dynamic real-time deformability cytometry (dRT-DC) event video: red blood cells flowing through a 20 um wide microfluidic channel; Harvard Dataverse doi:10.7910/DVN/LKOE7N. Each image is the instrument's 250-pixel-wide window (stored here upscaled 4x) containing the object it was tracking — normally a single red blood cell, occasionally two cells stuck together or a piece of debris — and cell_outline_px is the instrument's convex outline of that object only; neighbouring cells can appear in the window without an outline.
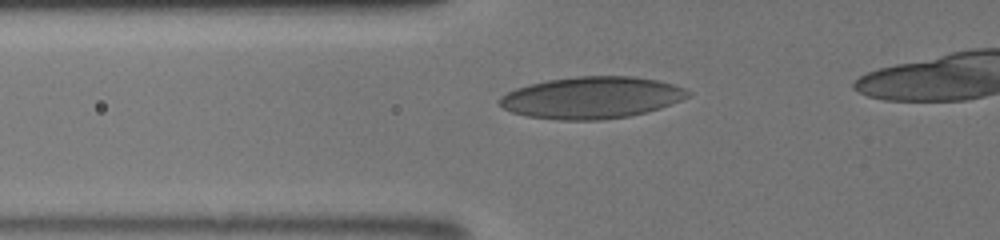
{"species": "human", "species_latin": "Homo sapiens", "temperature_condition": "room temperature", "stored_images_in_passage": 17, "segment_of_instrument_passage": [1, 2], "camera_frame_rate_fps": 3000, "um_per_image_px": 0.085, "donor": {"sex": "male"}, "frame": {"image": 1, "passage_image": 6, "time_ms": 2.333, "image_size_px": [1000, 240], "cell_outline_px": [[692, 96], [660, 108], [628, 116], [600, 120], [560, 120], [528, 116], [512, 112], [496, 104], [496, 100], [500, 96], [516, 88], [528, 84], [548, 80], [576, 76], [632, 76], [656, 80], [672, 84], [684, 88], [692, 92]], "centroid_in_image_um": [50.27, 8.29], "position_along_channel_um": 75.5, "area_um2": 46.01}}
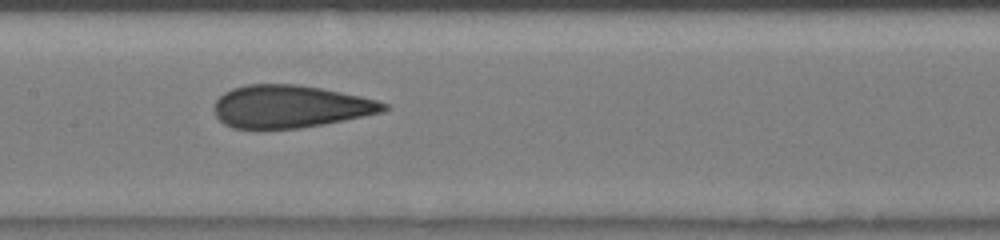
{"frame": {"image": 2, "passage_image": 11, "time_ms": 5.0, "image_size_px": [1000, 240], "cell_outline_px": [[392, 108], [384, 112], [300, 128], [232, 128], [224, 124], [216, 116], [212, 108], [216, 100], [224, 92], [232, 88], [248, 84], [296, 84], [320, 88], [360, 96], [376, 100], [388, 104]], "centroid_in_image_um": [24.65, 9.04], "position_along_channel_um": 182.7, "area_um2": 41.96}}
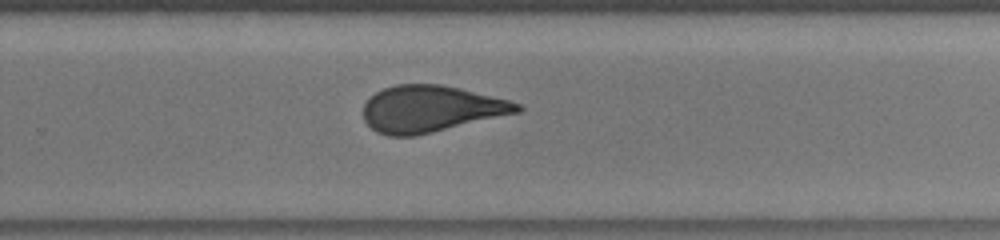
{"frame": {"image": 3, "passage_image": 16, "time_ms": 7.667, "image_size_px": [1000, 240], "cell_outline_px": [[524, 108], [520, 112], [412, 136], [388, 136], [376, 132], [364, 120], [364, 104], [376, 92], [384, 88], [396, 84], [440, 84], [460, 88], [508, 100], [520, 104]], "centroid_in_image_um": [36.6, 9.24], "position_along_channel_um": 293.2, "area_um2": 41.27}}